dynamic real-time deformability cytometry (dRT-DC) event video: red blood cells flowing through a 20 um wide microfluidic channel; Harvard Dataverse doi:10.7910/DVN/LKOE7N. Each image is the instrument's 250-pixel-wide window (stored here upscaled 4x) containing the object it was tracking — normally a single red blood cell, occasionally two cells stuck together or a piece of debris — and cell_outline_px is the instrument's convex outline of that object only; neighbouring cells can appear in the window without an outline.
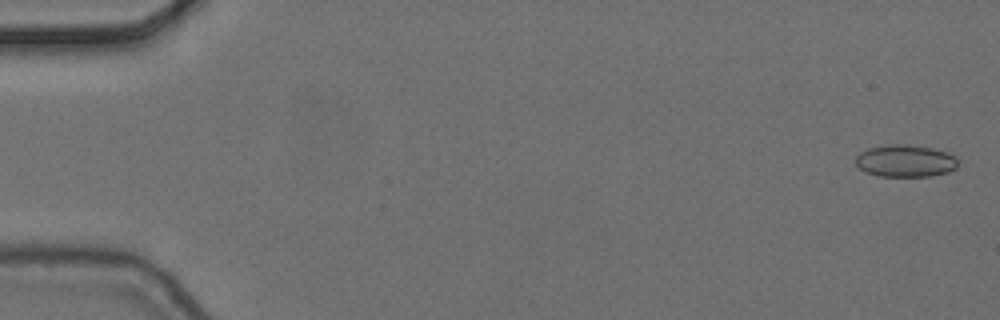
{"species": "common noctule bat (a hibernating species)", "species_latin": "Nyctalus noctula", "temperature_condition": "cold", "stored_images_in_passage": 5, "camera_frame_rate_fps": 3000, "um_per_image_px": 0.085, "animal": {"sex": "female", "body_mass_g": 24.6, "forearm_length_mm": 56.2}, "frame": {"image": 1, "passage_image": 1, "time_ms": 0.0, "image_size_px": [1000, 320], "cell_outline_px": [[956, 168], [948, 172], [928, 176], [880, 176], [864, 172], [856, 164], [856, 156], [860, 152], [868, 148], [888, 144], [908, 144], [932, 148], [948, 152], [956, 160]], "centroid_in_image_um": [76.92, 13.67], "position_along_channel_um": 8.1, "area_um2": 19.13}}
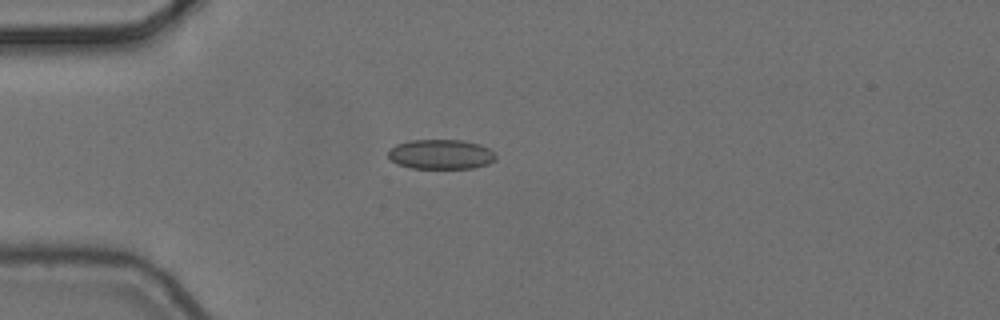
{"frame": {"image": 2, "passage_image": 5, "time_ms": 1.333, "image_size_px": [1000, 320], "cell_outline_px": [[496, 160], [488, 164], [472, 168], [412, 168], [396, 164], [388, 156], [388, 148], [396, 144], [412, 140], [464, 140], [480, 144], [488, 148], [496, 156]], "centroid_in_image_um": [37.46, 13.11], "position_along_channel_um": 47.5, "area_um2": 18.73}}